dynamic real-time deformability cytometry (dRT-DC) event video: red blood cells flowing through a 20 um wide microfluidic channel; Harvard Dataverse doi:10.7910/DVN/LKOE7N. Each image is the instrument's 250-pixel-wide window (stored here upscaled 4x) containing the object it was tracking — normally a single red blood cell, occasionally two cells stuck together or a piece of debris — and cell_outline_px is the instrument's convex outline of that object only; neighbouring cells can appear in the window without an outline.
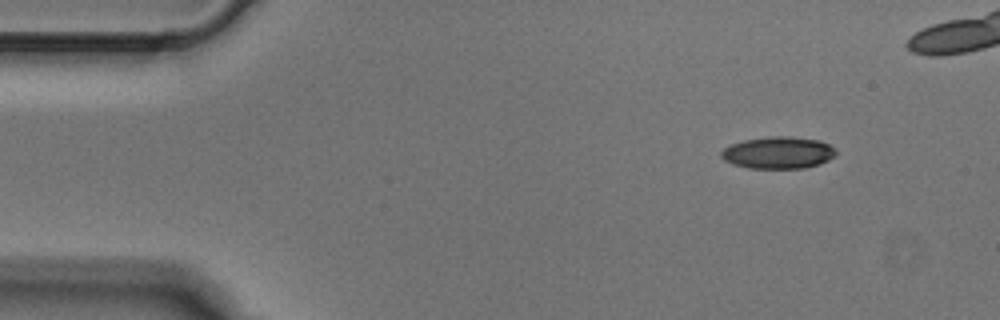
{"species": "Egyptian fruit bat (a non-hibernating species)", "species_latin": "Rousettus aegyptiacus", "temperature_condition": "cold", "stored_images_in_passage": 4, "camera_frame_rate_fps": 3000, "um_per_image_px": 0.085, "animal": {"sex": "male"}, "frame": {"image": 1, "passage_image": 1, "time_ms": 0.0, "image_size_px": [1000, 320], "cell_outline_px": [[836, 156], [820, 164], [804, 168], [748, 168], [732, 164], [724, 160], [720, 156], [720, 152], [724, 148], [732, 144], [744, 140], [772, 136], [788, 136], [816, 140], [828, 144], [836, 148]], "centroid_in_image_um": [66.15, 12.98], "position_along_channel_um": 18.9, "area_um2": 21.39}}